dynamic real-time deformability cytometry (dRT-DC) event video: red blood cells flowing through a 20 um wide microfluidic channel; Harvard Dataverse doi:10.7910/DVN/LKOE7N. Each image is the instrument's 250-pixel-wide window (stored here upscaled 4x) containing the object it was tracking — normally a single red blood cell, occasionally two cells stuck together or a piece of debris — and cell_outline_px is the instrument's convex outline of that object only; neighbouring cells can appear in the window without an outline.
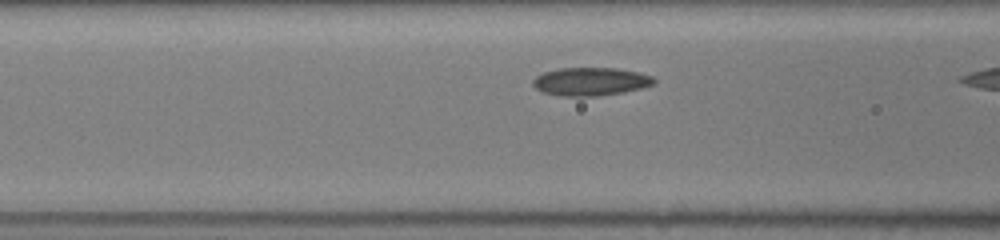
{"species": "common noctule bat (a hibernating species)", "species_latin": "Nyctalus noctula", "temperature_condition": "room temperature", "stored_images_in_passage": 7, "camera_frame_rate_fps": 3000, "um_per_image_px": 0.085, "animal": {"sex": "female", "body_mass_g": 19.5, "forearm_length_mm": 54.1}, "frame": {"image": 1, "passage_image": 6, "time_ms": 1.667, "image_size_px": [1000, 240], "cell_outline_px": [[656, 84], [624, 92], [596, 96], [560, 96], [540, 92], [532, 84], [532, 80], [536, 76], [544, 72], [560, 68], [616, 68], [640, 72], [652, 76], [656, 80]], "centroid_in_image_um": [50.2, 6.93], "position_along_channel_um": 116.4, "area_um2": 20.06}}